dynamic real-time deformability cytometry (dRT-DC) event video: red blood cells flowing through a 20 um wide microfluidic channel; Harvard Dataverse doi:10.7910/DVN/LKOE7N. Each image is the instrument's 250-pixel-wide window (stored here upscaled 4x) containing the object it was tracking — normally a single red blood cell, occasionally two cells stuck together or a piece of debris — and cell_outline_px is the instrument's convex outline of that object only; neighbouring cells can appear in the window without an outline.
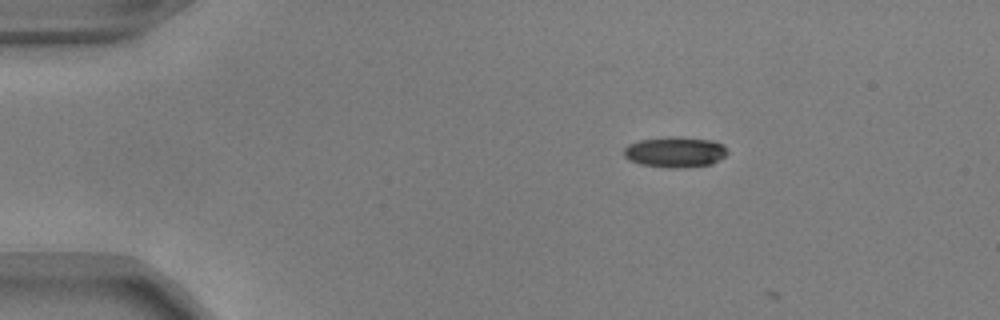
{"species": "common noctule bat (a hibernating species)", "species_latin": "Nyctalus noctula", "temperature_condition": "warm", "stored_images_in_passage": 2, "camera_frame_rate_fps": 3000, "um_per_image_px": 0.085, "animal": {"sex": "male", "body_mass_g": 17.9, "forearm_length_mm": 54.2}, "frame": {"image": 1, "passage_image": 1, "time_ms": 0.0, "image_size_px": [1000, 320], "cell_outline_px": [[728, 152], [724, 156], [712, 164], [680, 168], [668, 168], [640, 164], [628, 160], [624, 156], [624, 148], [628, 144], [640, 140], [668, 136], [672, 136], [712, 140], [724, 144]], "centroid_in_image_um": [57.37, 12.92], "position_along_channel_um": 27.6, "area_um2": 18.61}}